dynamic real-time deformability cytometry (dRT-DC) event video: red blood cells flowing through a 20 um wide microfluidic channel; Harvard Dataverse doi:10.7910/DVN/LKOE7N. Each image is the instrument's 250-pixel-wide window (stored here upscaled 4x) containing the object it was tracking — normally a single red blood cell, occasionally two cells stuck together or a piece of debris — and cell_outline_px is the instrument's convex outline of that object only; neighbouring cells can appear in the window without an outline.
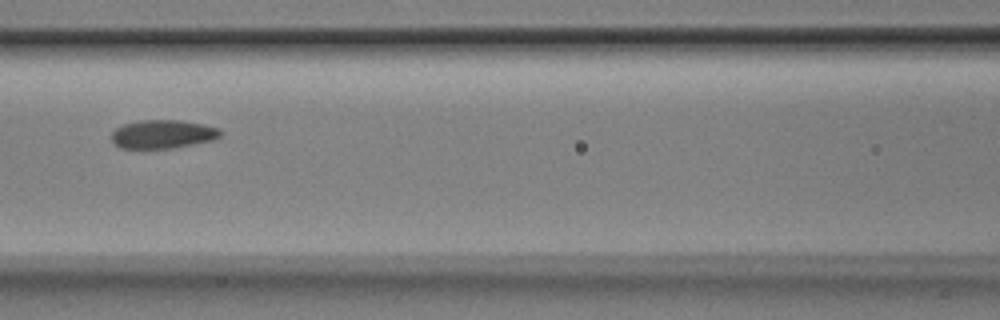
{"species": "Egyptian fruit bat (a non-hibernating species)", "species_latin": "Rousettus aegyptiacus", "temperature_condition": "room temperature", "stored_images_in_passage": 6, "camera_frame_rate_fps": 3000, "um_per_image_px": 0.085, "animal": {"sex": "male"}, "frame": {"image": 1, "passage_image": 6, "time_ms": 1.667, "image_size_px": [1000, 320], "cell_outline_px": [[224, 132], [216, 140], [172, 148], [120, 148], [112, 144], [112, 132], [116, 128], [124, 124], [140, 120], [184, 120], [204, 124], [220, 128]], "centroid_in_image_um": [13.88, 11.4], "position_along_channel_um": 152.7, "area_um2": 18.44}}